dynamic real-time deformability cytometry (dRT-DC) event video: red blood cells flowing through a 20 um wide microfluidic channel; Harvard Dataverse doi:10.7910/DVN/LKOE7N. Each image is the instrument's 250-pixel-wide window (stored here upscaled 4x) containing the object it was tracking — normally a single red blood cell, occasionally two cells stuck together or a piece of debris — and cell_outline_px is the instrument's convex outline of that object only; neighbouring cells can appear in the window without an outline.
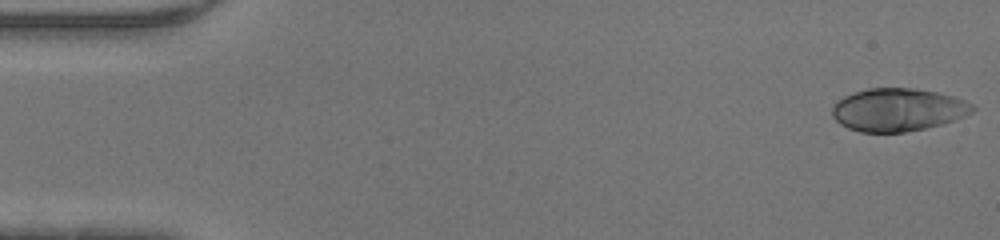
{"species": "human", "species_latin": "Homo sapiens", "temperature_condition": "warm", "stored_images_in_passage": 46, "camera_frame_rate_fps": 3000, "um_per_image_px": 0.085, "donor": {"sex": "male"}, "frame": {"image": 1, "passage_image": 1, "time_ms": 0.0, "image_size_px": [1000, 240], "cell_outline_px": [[976, 108], [972, 112], [964, 116], [940, 124], [924, 128], [904, 132], [860, 132], [848, 128], [840, 124], [832, 116], [832, 104], [836, 100], [852, 92], [868, 88], [916, 88], [936, 92], [952, 96], [964, 100], [972, 104]], "centroid_in_image_um": [76.27, 9.32], "position_along_channel_um": 8.7, "area_um2": 35.08}}
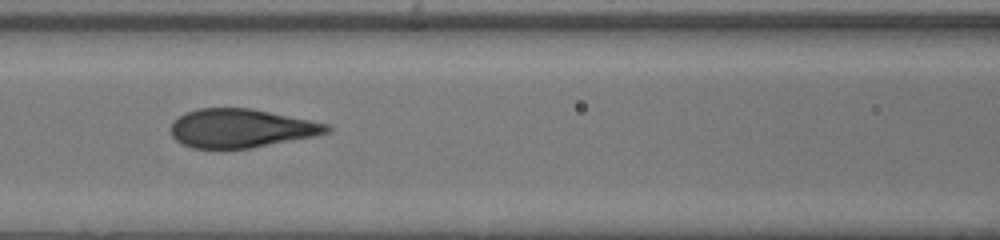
{"frame": {"image": 2, "passage_image": 20, "time_ms": 6.333, "image_size_px": [1000, 240], "cell_outline_px": [[332, 132], [316, 136], [248, 148], [192, 148], [176, 140], [172, 136], [172, 124], [180, 116], [188, 112], [200, 108], [252, 108], [328, 124], [332, 128]], "centroid_in_image_um": [20.54, 10.9], "position_along_channel_um": 146.1, "area_um2": 34.8}}
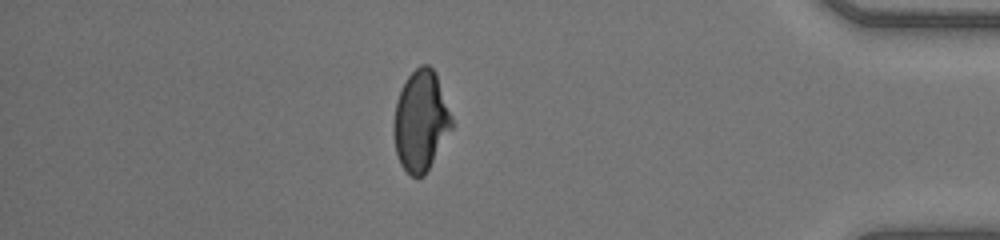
{"frame": {"image": 3, "passage_image": 40, "time_ms": 13.0, "image_size_px": [1000, 240], "cell_outline_px": [[452, 128], [424, 176], [412, 176], [400, 164], [396, 152], [392, 132], [392, 124], [396, 100], [408, 76], [420, 64], [428, 64], [436, 72], [452, 116]], "centroid_in_image_um": [35.75, 10.26], "position_along_channel_um": 399.5, "area_um2": 33.99}}